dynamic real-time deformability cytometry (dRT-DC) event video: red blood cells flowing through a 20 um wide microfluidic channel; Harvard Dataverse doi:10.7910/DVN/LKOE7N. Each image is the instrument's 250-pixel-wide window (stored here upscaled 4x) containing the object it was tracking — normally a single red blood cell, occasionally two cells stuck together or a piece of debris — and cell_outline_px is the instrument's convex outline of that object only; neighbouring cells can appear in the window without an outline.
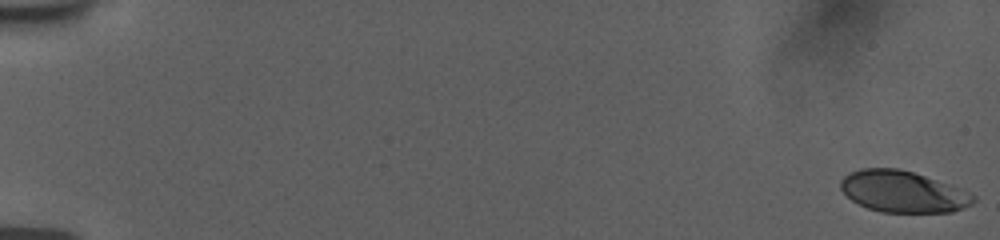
{"species": "human", "species_latin": "Homo sapiens", "temperature_condition": "room temperature", "stored_images_in_passage": 56, "camera_frame_rate_fps": 3000, "um_per_image_px": 0.085, "donor": {"sex": "female"}, "frame": {"image": 1, "passage_image": 1, "time_ms": 0.0, "image_size_px": [1000, 240], "cell_outline_px": [[976, 200], [972, 204], [964, 208], [952, 212], [880, 212], [868, 208], [852, 200], [840, 188], [840, 180], [844, 176], [860, 168], [900, 168], [948, 184], [976, 196]], "centroid_in_image_um": [76.74, 16.29], "position_along_channel_um": 8.3, "area_um2": 31.79}}
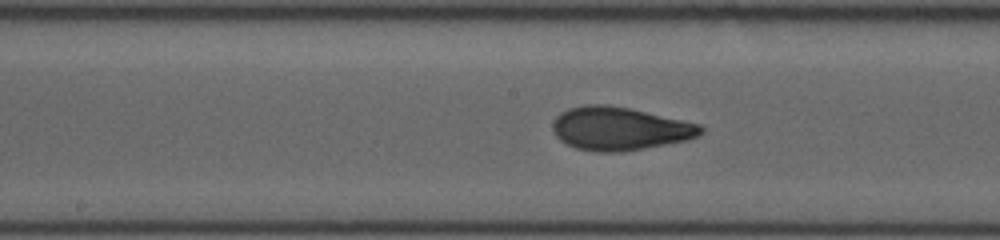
{"frame": {"image": 2, "passage_image": 31, "time_ms": 10.0, "image_size_px": [1000, 240], "cell_outline_px": [[704, 132], [700, 136], [688, 140], [644, 148], [620, 152], [596, 152], [576, 148], [560, 140], [556, 136], [552, 128], [552, 124], [556, 116], [560, 112], [568, 108], [584, 104], [608, 104], [628, 108], [700, 124], [704, 128]], "centroid_in_image_um": [52.66, 10.93], "position_along_channel_um": 195.5, "area_um2": 37.4}}
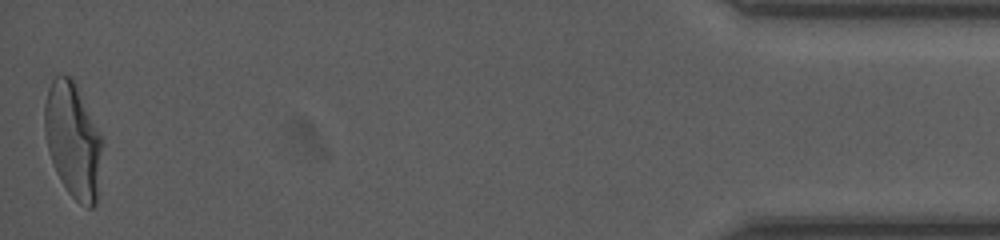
{"frame": {"image": 3, "passage_image": 56, "time_ms": 18.333, "image_size_px": [1000, 240], "cell_outline_px": [[100, 148], [96, 204], [92, 208], [88, 208], [80, 204], [68, 192], [60, 180], [56, 172], [48, 152], [44, 132], [44, 104], [48, 88], [52, 80], [56, 76], [72, 76], [100, 136]], "centroid_in_image_um": [6.14, 11.92], "position_along_channel_um": 429.1, "area_um2": 37.74}, "authors_computed_cell_mechanics": {"area_um2": 36.1828, "velocity_mm_per_s": 3.7685, "shape_relaxation_time_tau1_ms": 4.9271, "shape_relaxation_time_tau2_ms": 1.0489, "deformation_change_tau1": 0.2121, "deformation_change_tau2": 0.0766}}